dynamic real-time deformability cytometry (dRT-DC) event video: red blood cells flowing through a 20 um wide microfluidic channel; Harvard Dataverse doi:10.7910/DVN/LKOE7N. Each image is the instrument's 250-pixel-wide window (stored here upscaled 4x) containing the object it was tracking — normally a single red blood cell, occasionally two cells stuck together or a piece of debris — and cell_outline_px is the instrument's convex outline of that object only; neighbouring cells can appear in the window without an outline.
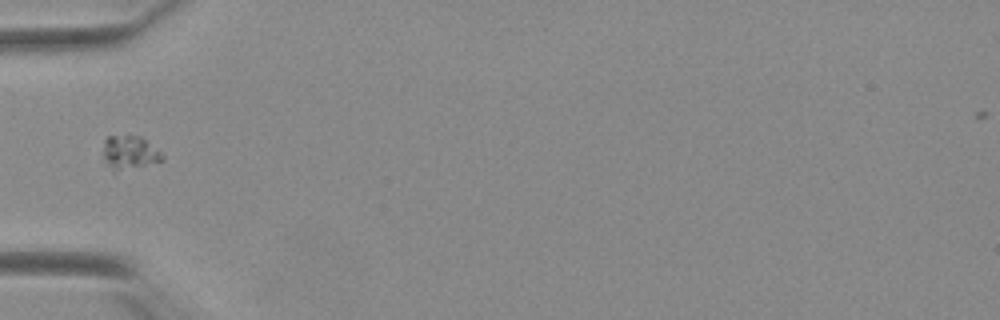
{"species": "Egyptian fruit bat (a non-hibernating species)", "species_latin": "Rousettus aegyptiacus", "temperature_condition": "warm", "stored_images_in_passage": 3, "camera_frame_rate_fps": 3000, "um_per_image_px": 0.085, "animal": {"sex": "female"}, "frame": {"image": 1, "passage_image": 1, "time_ms": 0.0, "image_size_px": [1000, 320], "cell_outline_px": [[164, 160], [112, 172], [100, 164], [104, 140], [108, 136], [140, 136], [160, 152], [164, 156]], "centroid_in_image_um": [10.88, 13.0], "position_along_channel_um": 74.1, "area_um2": 11.85}}